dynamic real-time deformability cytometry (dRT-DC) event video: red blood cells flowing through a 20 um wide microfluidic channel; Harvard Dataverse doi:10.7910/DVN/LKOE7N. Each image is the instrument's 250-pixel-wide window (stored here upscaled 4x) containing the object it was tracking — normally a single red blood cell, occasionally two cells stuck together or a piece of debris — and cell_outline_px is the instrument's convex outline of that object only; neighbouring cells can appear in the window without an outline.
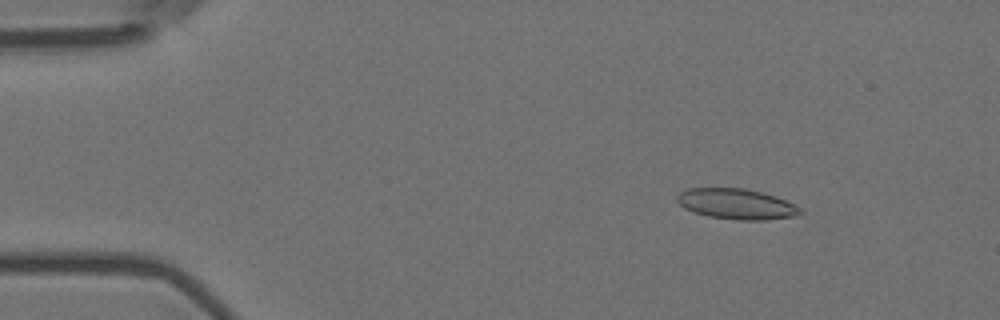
{"species": "Egyptian fruit bat (a non-hibernating species)", "species_latin": "Rousettus aegyptiacus", "temperature_condition": "room temperature", "stored_images_in_passage": 57, "camera_frame_rate_fps": 3000, "um_per_image_px": 0.085, "animal": {"sex": "female"}, "frame": {"image": 1, "passage_image": 8, "time_ms": 2.333, "image_size_px": [1000, 320], "cell_outline_px": [[804, 212], [800, 216], [768, 220], [740, 220], [708, 216], [684, 208], [676, 200], [676, 196], [680, 192], [688, 188], [744, 188], [776, 196], [804, 208]], "centroid_in_image_um": [62.68, 17.35], "position_along_channel_um": 22.3, "area_um2": 22.14}}
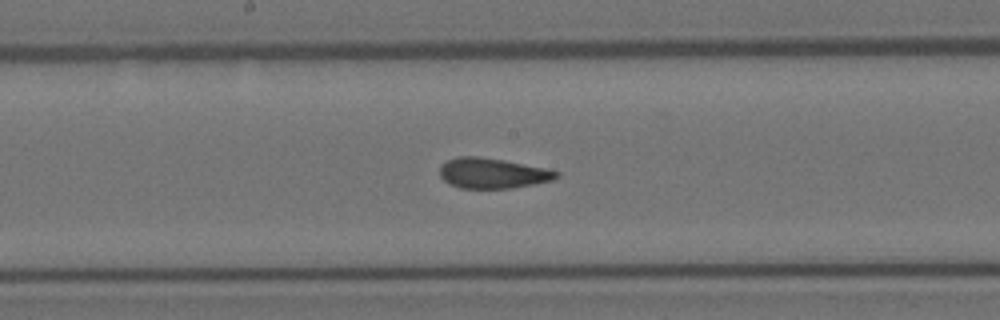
{"frame": {"image": 2, "passage_image": 30, "time_ms": 9.667, "image_size_px": [1000, 320], "cell_outline_px": [[560, 176], [552, 180], [512, 188], [460, 188], [448, 184], [440, 176], [440, 164], [456, 156], [480, 156], [504, 160], [548, 168], [560, 172]], "centroid_in_image_um": [41.86, 14.71], "position_along_channel_um": 206.3, "area_um2": 20.81}}
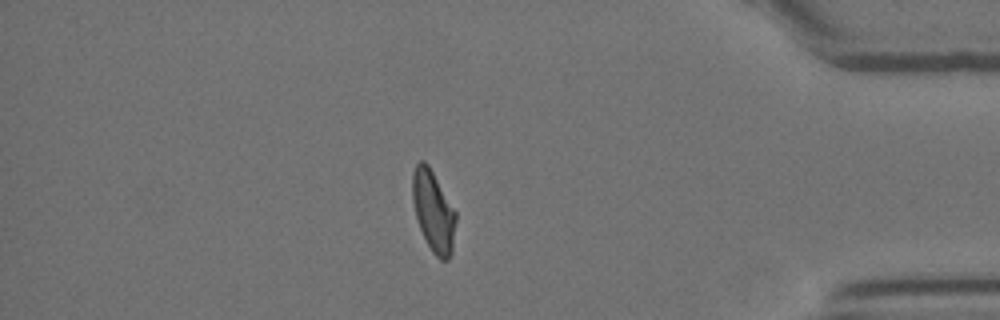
{"frame": {"image": 3, "passage_image": 49, "time_ms": 16.0, "image_size_px": [1000, 320], "cell_outline_px": [[456, 220], [452, 252], [448, 260], [440, 260], [432, 252], [420, 228], [416, 216], [412, 200], [412, 172], [416, 164], [420, 160], [424, 160], [428, 164], [456, 212]], "centroid_in_image_um": [36.83, 17.94], "position_along_channel_um": 398.4, "area_um2": 20.4}, "authors_computed_cell_mechanics": {"area_um2": 21.3282, "velocity_mm_per_s": 3.5898, "shape_relaxation_time_tau1_ms": null, "shape_relaxation_time_tau2_ms": 1.6057, "deformation_change_tau1": null, "deformation_change_tau2": 0.0875}}